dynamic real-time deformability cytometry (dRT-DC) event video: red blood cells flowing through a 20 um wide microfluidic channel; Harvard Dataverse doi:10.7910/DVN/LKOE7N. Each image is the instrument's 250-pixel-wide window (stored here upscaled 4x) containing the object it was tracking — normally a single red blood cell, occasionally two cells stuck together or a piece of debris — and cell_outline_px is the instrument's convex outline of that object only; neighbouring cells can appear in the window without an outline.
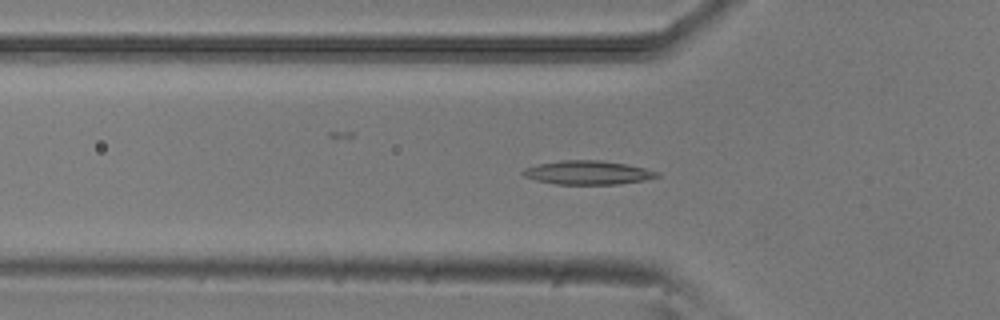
{"species": "common noctule bat (a hibernating species)", "species_latin": "Nyctalus noctula", "temperature_condition": "room temperature", "stored_images_in_passage": 52, "camera_frame_rate_fps": 3000, "um_per_image_px": 0.085, "animal": {"sex": "male", "body_mass_g": 20.5, "forearm_length_mm": 52.5}, "frame": {"image": 1, "passage_image": 17, "time_ms": 5.333, "image_size_px": [1000, 320], "cell_outline_px": [[660, 176], [644, 180], [620, 184], [556, 184], [536, 180], [524, 176], [520, 172], [524, 168], [540, 164], [560, 160], [600, 160], [628, 164], [660, 172]], "centroid_in_image_um": [49.98, 14.67], "position_along_channel_um": 75.8, "area_um2": 18.61}}
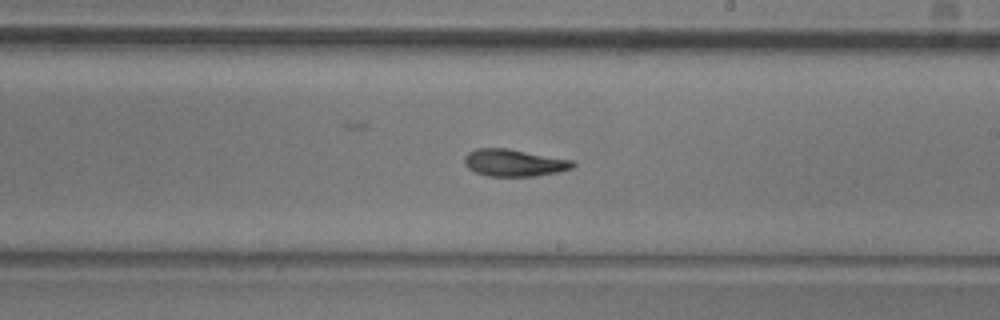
{"frame": {"image": 2, "passage_image": 30, "time_ms": 9.667, "image_size_px": [1000, 320], "cell_outline_px": [[576, 164], [572, 168], [560, 172], [536, 176], [488, 176], [476, 172], [468, 168], [464, 164], [464, 156], [468, 152], [476, 148], [508, 148], [572, 160]], "centroid_in_image_um": [43.69, 13.83], "position_along_channel_um": 245.3, "area_um2": 17.22}}
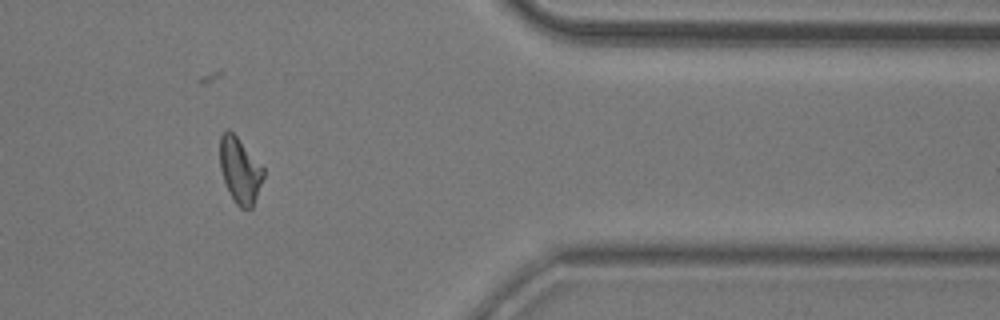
{"frame": {"image": 3, "passage_image": 43, "time_ms": 14.0, "image_size_px": [1000, 320], "cell_outline_px": [[264, 176], [252, 208], [240, 208], [236, 204], [224, 180], [220, 168], [220, 136], [228, 128], [236, 136], [264, 168]], "centroid_in_image_um": [20.39, 14.47], "position_along_channel_um": 391.0, "area_um2": 16.3}, "authors_computed_cell_mechanics": {"area_um2": 17.2533, "velocity_mm_per_s": 3.8874, "shape_relaxation_time_tau1_ms": null, "shape_relaxation_time_tau2_ms": 3.4218, "deformation_change_tau1": null, "deformation_change_tau2": 0.0998}}